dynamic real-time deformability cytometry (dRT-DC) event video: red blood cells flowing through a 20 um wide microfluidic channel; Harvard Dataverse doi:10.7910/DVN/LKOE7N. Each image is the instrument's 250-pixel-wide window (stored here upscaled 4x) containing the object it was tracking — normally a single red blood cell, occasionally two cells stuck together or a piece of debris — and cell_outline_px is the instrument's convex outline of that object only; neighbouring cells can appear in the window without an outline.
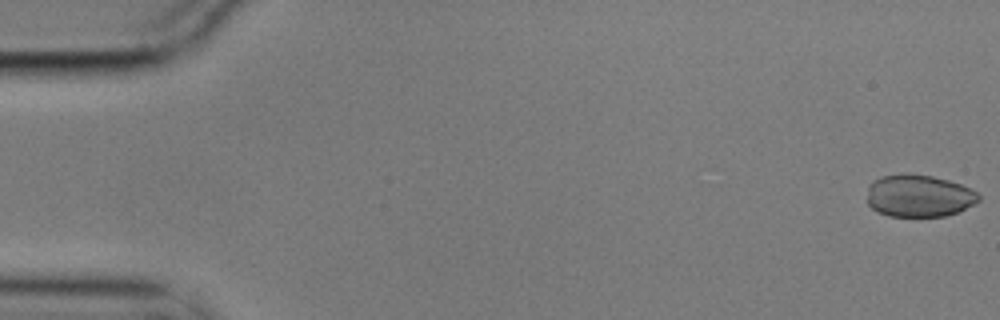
{"species": "common noctule bat (a hibernating species)", "species_latin": "Nyctalus noctula", "temperature_condition": "cold", "stored_images_in_passage": 5, "segment_of_instrument_passage": [1, 2], "camera_frame_rate_fps": 3000, "um_per_image_px": 0.085, "animal": {"sex": "male", "body_mass_g": 17.9}, "frame": {"image": 1, "passage_image": 1, "time_ms": 0.0, "image_size_px": [1000, 320], "cell_outline_px": [[980, 200], [956, 212], [944, 216], [888, 216], [876, 212], [868, 204], [868, 184], [872, 180], [880, 176], [908, 172], [932, 176], [948, 180], [960, 184], [976, 192], [980, 196]], "centroid_in_image_um": [78.04, 16.62], "position_along_channel_um": 7.0, "area_um2": 27.63}}
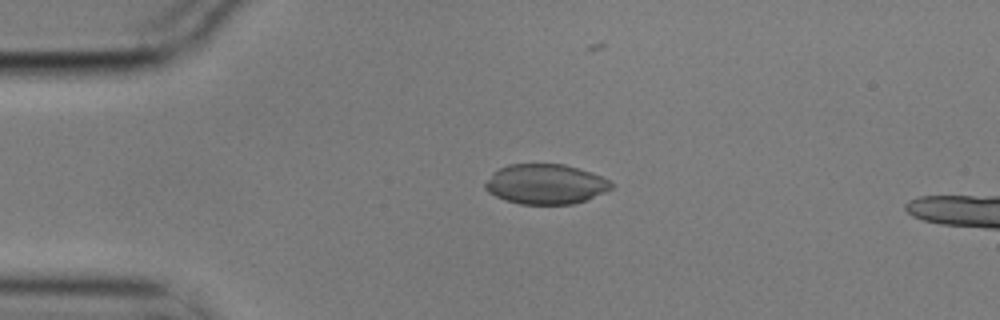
{"frame": {"image": 2, "passage_image": 4, "time_ms": 1.0, "image_size_px": [1000, 320], "cell_outline_px": [[612, 188], [604, 192], [584, 200], [572, 204], [520, 204], [504, 200], [488, 192], [484, 188], [484, 184], [492, 172], [508, 164], [564, 164], [592, 172], [608, 180], [612, 184]], "centroid_in_image_um": [46.33, 15.64], "position_along_channel_um": 38.7, "area_um2": 29.3}}